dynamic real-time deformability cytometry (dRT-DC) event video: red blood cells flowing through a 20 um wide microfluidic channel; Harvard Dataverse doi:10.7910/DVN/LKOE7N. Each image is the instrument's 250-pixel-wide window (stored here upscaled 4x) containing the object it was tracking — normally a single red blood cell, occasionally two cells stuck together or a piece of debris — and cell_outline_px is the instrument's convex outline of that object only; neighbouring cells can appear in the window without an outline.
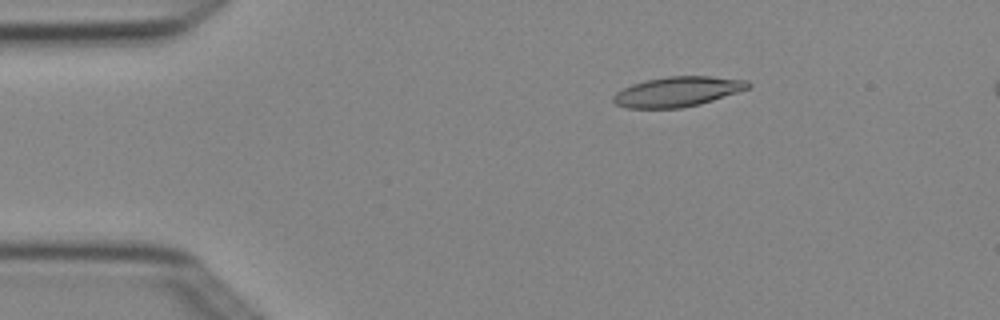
{"species": "Egyptian fruit bat (a non-hibernating species)", "species_latin": "Rousettus aegyptiacus", "temperature_condition": "cold", "stored_images_in_passage": 5, "camera_frame_rate_fps": 3000, "um_per_image_px": 0.085, "animal": {"sex": "female"}, "frame": {"image": 1, "passage_image": 3, "time_ms": 0.667, "image_size_px": [1000, 320], "cell_outline_px": [[752, 84], [748, 88], [700, 104], [680, 108], [628, 108], [616, 104], [612, 100], [612, 96], [616, 92], [632, 84], [648, 80], [668, 76], [712, 76], [748, 80]], "centroid_in_image_um": [57.58, 7.78], "position_along_channel_um": 27.4, "area_um2": 23.35}}